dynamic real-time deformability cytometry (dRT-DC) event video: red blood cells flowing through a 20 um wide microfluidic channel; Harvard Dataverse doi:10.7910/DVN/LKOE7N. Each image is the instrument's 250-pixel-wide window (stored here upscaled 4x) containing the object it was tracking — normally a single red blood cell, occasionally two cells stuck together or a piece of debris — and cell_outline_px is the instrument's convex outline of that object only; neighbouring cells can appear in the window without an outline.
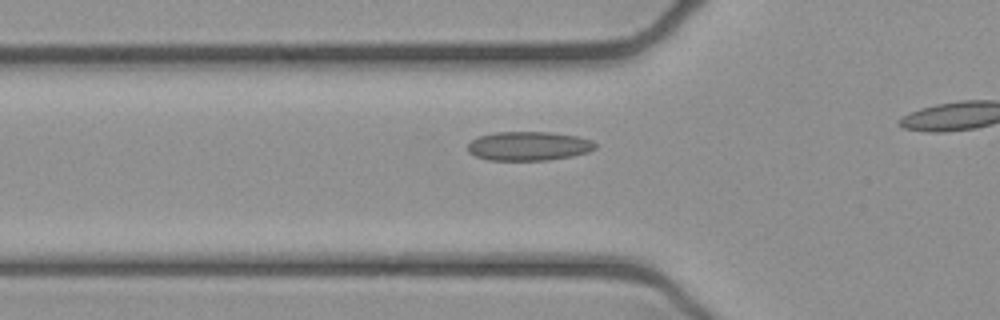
{"species": "common noctule bat (a hibernating species)", "species_latin": "Nyctalus noctula", "temperature_condition": "cold", "stored_images_in_passage": 32, "camera_frame_rate_fps": 3000, "um_per_image_px": 0.085, "animal": {"sex": "female", "body_mass_g": 21.9}, "frame": {"image": 1, "passage_image": 14, "time_ms": 4.333, "image_size_px": [1000, 320], "cell_outline_px": [[596, 148], [588, 152], [572, 156], [548, 160], [488, 160], [476, 156], [468, 152], [468, 144], [472, 140], [480, 136], [496, 132], [552, 132], [576, 136], [592, 140], [596, 144]], "centroid_in_image_um": [44.95, 12.41], "position_along_channel_um": 80.9, "area_um2": 21.56}}
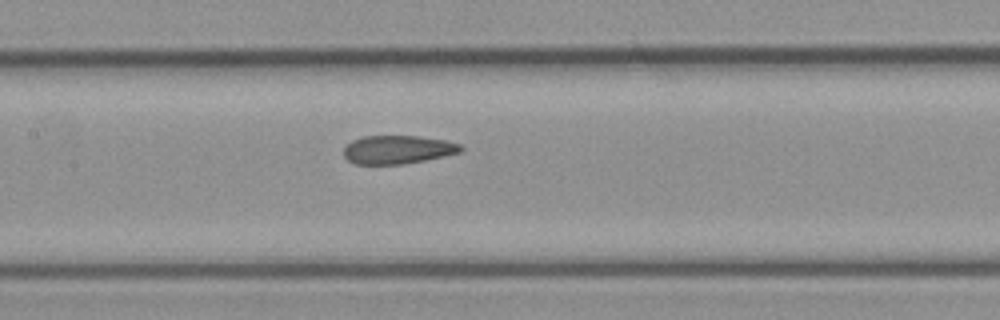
{"frame": {"image": 2, "passage_image": 21, "time_ms": 6.667, "image_size_px": [1000, 320], "cell_outline_px": [[464, 148], [460, 152], [424, 160], [404, 164], [356, 164], [348, 160], [344, 156], [344, 148], [352, 140], [364, 136], [416, 136], [444, 140], [460, 144]], "centroid_in_image_um": [33.79, 12.71], "position_along_channel_um": 173.6, "area_um2": 19.19}}
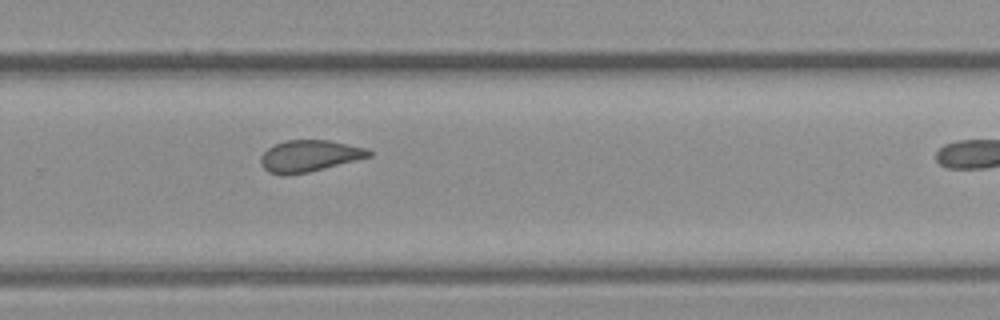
{"frame": {"image": 3, "passage_image": 31, "time_ms": 10.0, "image_size_px": [1000, 320], "cell_outline_px": [[372, 156], [308, 172], [288, 176], [280, 176], [268, 172], [260, 164], [260, 156], [268, 148], [276, 144], [288, 140], [328, 140], [368, 148], [372, 152]], "centroid_in_image_um": [26.27, 13.27], "position_along_channel_um": 303.5, "area_um2": 20.0}}